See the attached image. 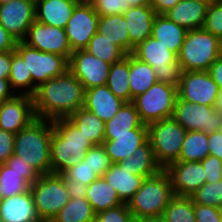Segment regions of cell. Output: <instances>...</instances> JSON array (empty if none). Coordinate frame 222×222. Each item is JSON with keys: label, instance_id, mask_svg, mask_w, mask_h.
Returning <instances> with one entry per match:
<instances>
[{"label": "cell", "instance_id": "6da1fadb", "mask_svg": "<svg viewBox=\"0 0 222 222\" xmlns=\"http://www.w3.org/2000/svg\"><path fill=\"white\" fill-rule=\"evenodd\" d=\"M84 92L81 82L67 70L36 88L32 96L35 116L50 121L68 118L83 107Z\"/></svg>", "mask_w": 222, "mask_h": 222}, {"label": "cell", "instance_id": "7a4b0ae2", "mask_svg": "<svg viewBox=\"0 0 222 222\" xmlns=\"http://www.w3.org/2000/svg\"><path fill=\"white\" fill-rule=\"evenodd\" d=\"M93 145L68 118L54 120L50 143L52 173L64 174L80 163Z\"/></svg>", "mask_w": 222, "mask_h": 222}, {"label": "cell", "instance_id": "3957f363", "mask_svg": "<svg viewBox=\"0 0 222 222\" xmlns=\"http://www.w3.org/2000/svg\"><path fill=\"white\" fill-rule=\"evenodd\" d=\"M53 121L35 118L15 135L13 154L40 174L52 173L50 143Z\"/></svg>", "mask_w": 222, "mask_h": 222}, {"label": "cell", "instance_id": "277c9868", "mask_svg": "<svg viewBox=\"0 0 222 222\" xmlns=\"http://www.w3.org/2000/svg\"><path fill=\"white\" fill-rule=\"evenodd\" d=\"M173 196L170 176L162 169L143 180L128 207L136 219H159Z\"/></svg>", "mask_w": 222, "mask_h": 222}, {"label": "cell", "instance_id": "5b68a950", "mask_svg": "<svg viewBox=\"0 0 222 222\" xmlns=\"http://www.w3.org/2000/svg\"><path fill=\"white\" fill-rule=\"evenodd\" d=\"M221 54L218 37L203 28L193 29L187 31L177 60L181 71H208Z\"/></svg>", "mask_w": 222, "mask_h": 222}, {"label": "cell", "instance_id": "8992f818", "mask_svg": "<svg viewBox=\"0 0 222 222\" xmlns=\"http://www.w3.org/2000/svg\"><path fill=\"white\" fill-rule=\"evenodd\" d=\"M30 192L41 222L52 221L70 200L64 174L49 173L41 175L31 184Z\"/></svg>", "mask_w": 222, "mask_h": 222}, {"label": "cell", "instance_id": "52a82bcc", "mask_svg": "<svg viewBox=\"0 0 222 222\" xmlns=\"http://www.w3.org/2000/svg\"><path fill=\"white\" fill-rule=\"evenodd\" d=\"M186 133L172 117L148 125V139L162 169L179 159Z\"/></svg>", "mask_w": 222, "mask_h": 222}, {"label": "cell", "instance_id": "ba28073f", "mask_svg": "<svg viewBox=\"0 0 222 222\" xmlns=\"http://www.w3.org/2000/svg\"><path fill=\"white\" fill-rule=\"evenodd\" d=\"M132 54L153 67L158 82L179 84L182 71L177 55L154 37L150 36L139 43Z\"/></svg>", "mask_w": 222, "mask_h": 222}, {"label": "cell", "instance_id": "9c48e42d", "mask_svg": "<svg viewBox=\"0 0 222 222\" xmlns=\"http://www.w3.org/2000/svg\"><path fill=\"white\" fill-rule=\"evenodd\" d=\"M177 97V86L156 82L132 102L141 121L148 126L153 122L172 117Z\"/></svg>", "mask_w": 222, "mask_h": 222}, {"label": "cell", "instance_id": "30bf717a", "mask_svg": "<svg viewBox=\"0 0 222 222\" xmlns=\"http://www.w3.org/2000/svg\"><path fill=\"white\" fill-rule=\"evenodd\" d=\"M24 59L28 75H32V96L36 88L49 79L60 76L68 70L69 61L55 53L42 52L18 41L15 49Z\"/></svg>", "mask_w": 222, "mask_h": 222}, {"label": "cell", "instance_id": "8fae6325", "mask_svg": "<svg viewBox=\"0 0 222 222\" xmlns=\"http://www.w3.org/2000/svg\"><path fill=\"white\" fill-rule=\"evenodd\" d=\"M172 118L187 131H202L206 134L222 130V114L211 106L193 104L176 99Z\"/></svg>", "mask_w": 222, "mask_h": 222}, {"label": "cell", "instance_id": "7c38bea8", "mask_svg": "<svg viewBox=\"0 0 222 222\" xmlns=\"http://www.w3.org/2000/svg\"><path fill=\"white\" fill-rule=\"evenodd\" d=\"M178 98L206 106H214L219 87L208 71H182L177 85Z\"/></svg>", "mask_w": 222, "mask_h": 222}, {"label": "cell", "instance_id": "4fadbf2b", "mask_svg": "<svg viewBox=\"0 0 222 222\" xmlns=\"http://www.w3.org/2000/svg\"><path fill=\"white\" fill-rule=\"evenodd\" d=\"M99 18L88 0L75 6L65 27L72 52L88 47L90 39L97 32Z\"/></svg>", "mask_w": 222, "mask_h": 222}, {"label": "cell", "instance_id": "5bb4252c", "mask_svg": "<svg viewBox=\"0 0 222 222\" xmlns=\"http://www.w3.org/2000/svg\"><path fill=\"white\" fill-rule=\"evenodd\" d=\"M110 67L111 64L85 49L74 51L68 63V70L81 82L84 90L106 85Z\"/></svg>", "mask_w": 222, "mask_h": 222}, {"label": "cell", "instance_id": "9a60e30c", "mask_svg": "<svg viewBox=\"0 0 222 222\" xmlns=\"http://www.w3.org/2000/svg\"><path fill=\"white\" fill-rule=\"evenodd\" d=\"M23 42L42 52L64 56L68 61L73 53L65 29L41 24L36 20L29 27Z\"/></svg>", "mask_w": 222, "mask_h": 222}, {"label": "cell", "instance_id": "2e32d148", "mask_svg": "<svg viewBox=\"0 0 222 222\" xmlns=\"http://www.w3.org/2000/svg\"><path fill=\"white\" fill-rule=\"evenodd\" d=\"M35 21V0H13L0 5V24L17 40L23 41Z\"/></svg>", "mask_w": 222, "mask_h": 222}, {"label": "cell", "instance_id": "e0dca14e", "mask_svg": "<svg viewBox=\"0 0 222 222\" xmlns=\"http://www.w3.org/2000/svg\"><path fill=\"white\" fill-rule=\"evenodd\" d=\"M171 179L172 191L176 196L190 197L206 183L201 162L175 161L164 169Z\"/></svg>", "mask_w": 222, "mask_h": 222}, {"label": "cell", "instance_id": "ac0fdd59", "mask_svg": "<svg viewBox=\"0 0 222 222\" xmlns=\"http://www.w3.org/2000/svg\"><path fill=\"white\" fill-rule=\"evenodd\" d=\"M35 118L31 96L15 95L0 103V129L17 134Z\"/></svg>", "mask_w": 222, "mask_h": 222}, {"label": "cell", "instance_id": "d6986e66", "mask_svg": "<svg viewBox=\"0 0 222 222\" xmlns=\"http://www.w3.org/2000/svg\"><path fill=\"white\" fill-rule=\"evenodd\" d=\"M129 35V54L152 35V25L157 15L151 5L136 6L123 14Z\"/></svg>", "mask_w": 222, "mask_h": 222}, {"label": "cell", "instance_id": "ffe728a7", "mask_svg": "<svg viewBox=\"0 0 222 222\" xmlns=\"http://www.w3.org/2000/svg\"><path fill=\"white\" fill-rule=\"evenodd\" d=\"M124 103L106 85L86 89L84 92L83 107L104 122L112 119Z\"/></svg>", "mask_w": 222, "mask_h": 222}, {"label": "cell", "instance_id": "44dd1931", "mask_svg": "<svg viewBox=\"0 0 222 222\" xmlns=\"http://www.w3.org/2000/svg\"><path fill=\"white\" fill-rule=\"evenodd\" d=\"M0 222H41L30 190L19 195L2 198Z\"/></svg>", "mask_w": 222, "mask_h": 222}, {"label": "cell", "instance_id": "7402d4cb", "mask_svg": "<svg viewBox=\"0 0 222 222\" xmlns=\"http://www.w3.org/2000/svg\"><path fill=\"white\" fill-rule=\"evenodd\" d=\"M78 3L73 0H35V20L65 29Z\"/></svg>", "mask_w": 222, "mask_h": 222}, {"label": "cell", "instance_id": "603a6c76", "mask_svg": "<svg viewBox=\"0 0 222 222\" xmlns=\"http://www.w3.org/2000/svg\"><path fill=\"white\" fill-rule=\"evenodd\" d=\"M210 2L180 0L164 15L186 30L201 29L205 23Z\"/></svg>", "mask_w": 222, "mask_h": 222}, {"label": "cell", "instance_id": "cb8c5ba5", "mask_svg": "<svg viewBox=\"0 0 222 222\" xmlns=\"http://www.w3.org/2000/svg\"><path fill=\"white\" fill-rule=\"evenodd\" d=\"M148 140V129H133L132 134L113 135L102 145L112 163H118L132 156L135 150Z\"/></svg>", "mask_w": 222, "mask_h": 222}, {"label": "cell", "instance_id": "d4e9b609", "mask_svg": "<svg viewBox=\"0 0 222 222\" xmlns=\"http://www.w3.org/2000/svg\"><path fill=\"white\" fill-rule=\"evenodd\" d=\"M103 178L116 190L120 200L127 204L145 179L144 176L130 173V170L120 167L118 163H113Z\"/></svg>", "mask_w": 222, "mask_h": 222}, {"label": "cell", "instance_id": "484cf974", "mask_svg": "<svg viewBox=\"0 0 222 222\" xmlns=\"http://www.w3.org/2000/svg\"><path fill=\"white\" fill-rule=\"evenodd\" d=\"M133 129H148L139 117L133 102H125L118 113L105 122L104 140L113 139V135L132 134Z\"/></svg>", "mask_w": 222, "mask_h": 222}, {"label": "cell", "instance_id": "4316f807", "mask_svg": "<svg viewBox=\"0 0 222 222\" xmlns=\"http://www.w3.org/2000/svg\"><path fill=\"white\" fill-rule=\"evenodd\" d=\"M187 31L164 14H157L153 21L151 36L178 55Z\"/></svg>", "mask_w": 222, "mask_h": 222}, {"label": "cell", "instance_id": "83f0119b", "mask_svg": "<svg viewBox=\"0 0 222 222\" xmlns=\"http://www.w3.org/2000/svg\"><path fill=\"white\" fill-rule=\"evenodd\" d=\"M118 164L120 167L130 170V173L144 176L145 178L156 175L162 170L155 159L149 139L139 146L132 156L118 162Z\"/></svg>", "mask_w": 222, "mask_h": 222}, {"label": "cell", "instance_id": "f1b7e54d", "mask_svg": "<svg viewBox=\"0 0 222 222\" xmlns=\"http://www.w3.org/2000/svg\"><path fill=\"white\" fill-rule=\"evenodd\" d=\"M41 175L39 173H18L5 164L0 165V195L2 198L19 195L30 190Z\"/></svg>", "mask_w": 222, "mask_h": 222}, {"label": "cell", "instance_id": "f546056e", "mask_svg": "<svg viewBox=\"0 0 222 222\" xmlns=\"http://www.w3.org/2000/svg\"><path fill=\"white\" fill-rule=\"evenodd\" d=\"M129 73L130 102L158 82L153 67L132 53L129 54Z\"/></svg>", "mask_w": 222, "mask_h": 222}, {"label": "cell", "instance_id": "4dcf8cb0", "mask_svg": "<svg viewBox=\"0 0 222 222\" xmlns=\"http://www.w3.org/2000/svg\"><path fill=\"white\" fill-rule=\"evenodd\" d=\"M86 199L89 201L96 214L123 204L116 190L103 178V176L98 177L88 185Z\"/></svg>", "mask_w": 222, "mask_h": 222}, {"label": "cell", "instance_id": "1f68e13d", "mask_svg": "<svg viewBox=\"0 0 222 222\" xmlns=\"http://www.w3.org/2000/svg\"><path fill=\"white\" fill-rule=\"evenodd\" d=\"M97 32L129 54V35L122 14L100 16Z\"/></svg>", "mask_w": 222, "mask_h": 222}, {"label": "cell", "instance_id": "d6a6232c", "mask_svg": "<svg viewBox=\"0 0 222 222\" xmlns=\"http://www.w3.org/2000/svg\"><path fill=\"white\" fill-rule=\"evenodd\" d=\"M68 119L76 125L94 145L103 143L105 122L99 119L93 112L82 107L71 114Z\"/></svg>", "mask_w": 222, "mask_h": 222}, {"label": "cell", "instance_id": "836d02e7", "mask_svg": "<svg viewBox=\"0 0 222 222\" xmlns=\"http://www.w3.org/2000/svg\"><path fill=\"white\" fill-rule=\"evenodd\" d=\"M129 54L111 64L106 86L124 102H130Z\"/></svg>", "mask_w": 222, "mask_h": 222}, {"label": "cell", "instance_id": "e575fe53", "mask_svg": "<svg viewBox=\"0 0 222 222\" xmlns=\"http://www.w3.org/2000/svg\"><path fill=\"white\" fill-rule=\"evenodd\" d=\"M96 213L86 198H74L56 214L52 222H95Z\"/></svg>", "mask_w": 222, "mask_h": 222}, {"label": "cell", "instance_id": "d590c367", "mask_svg": "<svg viewBox=\"0 0 222 222\" xmlns=\"http://www.w3.org/2000/svg\"><path fill=\"white\" fill-rule=\"evenodd\" d=\"M9 82L16 95L32 97V75H28V68L22 56L16 51H11Z\"/></svg>", "mask_w": 222, "mask_h": 222}, {"label": "cell", "instance_id": "8d00e7d4", "mask_svg": "<svg viewBox=\"0 0 222 222\" xmlns=\"http://www.w3.org/2000/svg\"><path fill=\"white\" fill-rule=\"evenodd\" d=\"M209 155L208 134L202 131H187L177 161L201 162Z\"/></svg>", "mask_w": 222, "mask_h": 222}, {"label": "cell", "instance_id": "74e56055", "mask_svg": "<svg viewBox=\"0 0 222 222\" xmlns=\"http://www.w3.org/2000/svg\"><path fill=\"white\" fill-rule=\"evenodd\" d=\"M161 219L164 222H197L191 197L174 195L165 208Z\"/></svg>", "mask_w": 222, "mask_h": 222}, {"label": "cell", "instance_id": "f35d334b", "mask_svg": "<svg viewBox=\"0 0 222 222\" xmlns=\"http://www.w3.org/2000/svg\"><path fill=\"white\" fill-rule=\"evenodd\" d=\"M85 50L109 64L118 62L127 55L119 46L98 32L90 39L88 47Z\"/></svg>", "mask_w": 222, "mask_h": 222}, {"label": "cell", "instance_id": "ab89813d", "mask_svg": "<svg viewBox=\"0 0 222 222\" xmlns=\"http://www.w3.org/2000/svg\"><path fill=\"white\" fill-rule=\"evenodd\" d=\"M194 203L222 208V180L206 182L191 196Z\"/></svg>", "mask_w": 222, "mask_h": 222}, {"label": "cell", "instance_id": "60d3db41", "mask_svg": "<svg viewBox=\"0 0 222 222\" xmlns=\"http://www.w3.org/2000/svg\"><path fill=\"white\" fill-rule=\"evenodd\" d=\"M84 161L95 170V173L102 177L104 173L111 167L113 164L109 159V156L106 153L105 148L102 144L93 145L85 154Z\"/></svg>", "mask_w": 222, "mask_h": 222}, {"label": "cell", "instance_id": "b9f144b4", "mask_svg": "<svg viewBox=\"0 0 222 222\" xmlns=\"http://www.w3.org/2000/svg\"><path fill=\"white\" fill-rule=\"evenodd\" d=\"M203 29L222 40V0L210 2Z\"/></svg>", "mask_w": 222, "mask_h": 222}, {"label": "cell", "instance_id": "7bdbcfd3", "mask_svg": "<svg viewBox=\"0 0 222 222\" xmlns=\"http://www.w3.org/2000/svg\"><path fill=\"white\" fill-rule=\"evenodd\" d=\"M64 175L71 181H76L83 185H90L99 176L95 173L86 161L82 160L74 167L69 168Z\"/></svg>", "mask_w": 222, "mask_h": 222}, {"label": "cell", "instance_id": "ee69618b", "mask_svg": "<svg viewBox=\"0 0 222 222\" xmlns=\"http://www.w3.org/2000/svg\"><path fill=\"white\" fill-rule=\"evenodd\" d=\"M133 218L128 204L123 203L118 207L97 213L95 222H131Z\"/></svg>", "mask_w": 222, "mask_h": 222}, {"label": "cell", "instance_id": "f6af8a7d", "mask_svg": "<svg viewBox=\"0 0 222 222\" xmlns=\"http://www.w3.org/2000/svg\"><path fill=\"white\" fill-rule=\"evenodd\" d=\"M97 15L123 14L126 11L125 0H88Z\"/></svg>", "mask_w": 222, "mask_h": 222}, {"label": "cell", "instance_id": "bcb514c9", "mask_svg": "<svg viewBox=\"0 0 222 222\" xmlns=\"http://www.w3.org/2000/svg\"><path fill=\"white\" fill-rule=\"evenodd\" d=\"M201 163L204 168L206 182L213 183L222 180V161L219 158L208 155Z\"/></svg>", "mask_w": 222, "mask_h": 222}, {"label": "cell", "instance_id": "7dc6e473", "mask_svg": "<svg viewBox=\"0 0 222 222\" xmlns=\"http://www.w3.org/2000/svg\"><path fill=\"white\" fill-rule=\"evenodd\" d=\"M197 222H222V208L194 203Z\"/></svg>", "mask_w": 222, "mask_h": 222}, {"label": "cell", "instance_id": "c3c4849f", "mask_svg": "<svg viewBox=\"0 0 222 222\" xmlns=\"http://www.w3.org/2000/svg\"><path fill=\"white\" fill-rule=\"evenodd\" d=\"M15 135L12 132L0 129V165L5 164L8 158L13 155Z\"/></svg>", "mask_w": 222, "mask_h": 222}, {"label": "cell", "instance_id": "681fc988", "mask_svg": "<svg viewBox=\"0 0 222 222\" xmlns=\"http://www.w3.org/2000/svg\"><path fill=\"white\" fill-rule=\"evenodd\" d=\"M209 155L222 161V130L208 134Z\"/></svg>", "mask_w": 222, "mask_h": 222}, {"label": "cell", "instance_id": "f907efd6", "mask_svg": "<svg viewBox=\"0 0 222 222\" xmlns=\"http://www.w3.org/2000/svg\"><path fill=\"white\" fill-rule=\"evenodd\" d=\"M65 185L70 196V199L74 198H86L88 186L80 184L79 181H71L64 175Z\"/></svg>", "mask_w": 222, "mask_h": 222}, {"label": "cell", "instance_id": "816d5d0a", "mask_svg": "<svg viewBox=\"0 0 222 222\" xmlns=\"http://www.w3.org/2000/svg\"><path fill=\"white\" fill-rule=\"evenodd\" d=\"M5 165H7L9 168H12L14 171H17L18 173H38L34 167L28 163H25L21 160V158L14 154L8 158Z\"/></svg>", "mask_w": 222, "mask_h": 222}, {"label": "cell", "instance_id": "f5cc1de1", "mask_svg": "<svg viewBox=\"0 0 222 222\" xmlns=\"http://www.w3.org/2000/svg\"><path fill=\"white\" fill-rule=\"evenodd\" d=\"M17 40L0 24V53L14 51Z\"/></svg>", "mask_w": 222, "mask_h": 222}, {"label": "cell", "instance_id": "db71d44e", "mask_svg": "<svg viewBox=\"0 0 222 222\" xmlns=\"http://www.w3.org/2000/svg\"><path fill=\"white\" fill-rule=\"evenodd\" d=\"M208 72L218 85L219 90H222V54L212 63Z\"/></svg>", "mask_w": 222, "mask_h": 222}, {"label": "cell", "instance_id": "11a10c76", "mask_svg": "<svg viewBox=\"0 0 222 222\" xmlns=\"http://www.w3.org/2000/svg\"><path fill=\"white\" fill-rule=\"evenodd\" d=\"M11 66V51L0 53V79H9Z\"/></svg>", "mask_w": 222, "mask_h": 222}, {"label": "cell", "instance_id": "9f6ffc18", "mask_svg": "<svg viewBox=\"0 0 222 222\" xmlns=\"http://www.w3.org/2000/svg\"><path fill=\"white\" fill-rule=\"evenodd\" d=\"M180 0H151V6L156 14H164L173 8Z\"/></svg>", "mask_w": 222, "mask_h": 222}, {"label": "cell", "instance_id": "6f0895ef", "mask_svg": "<svg viewBox=\"0 0 222 222\" xmlns=\"http://www.w3.org/2000/svg\"><path fill=\"white\" fill-rule=\"evenodd\" d=\"M15 95L10 86L9 79H0V103L13 98Z\"/></svg>", "mask_w": 222, "mask_h": 222}, {"label": "cell", "instance_id": "680465c9", "mask_svg": "<svg viewBox=\"0 0 222 222\" xmlns=\"http://www.w3.org/2000/svg\"><path fill=\"white\" fill-rule=\"evenodd\" d=\"M151 5V0H125L126 11L136 6Z\"/></svg>", "mask_w": 222, "mask_h": 222}, {"label": "cell", "instance_id": "91938a15", "mask_svg": "<svg viewBox=\"0 0 222 222\" xmlns=\"http://www.w3.org/2000/svg\"><path fill=\"white\" fill-rule=\"evenodd\" d=\"M213 108L216 112L222 114V90H219V94L215 100Z\"/></svg>", "mask_w": 222, "mask_h": 222}, {"label": "cell", "instance_id": "94428289", "mask_svg": "<svg viewBox=\"0 0 222 222\" xmlns=\"http://www.w3.org/2000/svg\"><path fill=\"white\" fill-rule=\"evenodd\" d=\"M131 222H149V219H136V218H133V220Z\"/></svg>", "mask_w": 222, "mask_h": 222}, {"label": "cell", "instance_id": "6125c7cd", "mask_svg": "<svg viewBox=\"0 0 222 222\" xmlns=\"http://www.w3.org/2000/svg\"><path fill=\"white\" fill-rule=\"evenodd\" d=\"M149 222H164L161 218L159 219H149Z\"/></svg>", "mask_w": 222, "mask_h": 222}, {"label": "cell", "instance_id": "be15d7a7", "mask_svg": "<svg viewBox=\"0 0 222 222\" xmlns=\"http://www.w3.org/2000/svg\"><path fill=\"white\" fill-rule=\"evenodd\" d=\"M13 0H0V5L5 4V3H9Z\"/></svg>", "mask_w": 222, "mask_h": 222}, {"label": "cell", "instance_id": "e7e4bbea", "mask_svg": "<svg viewBox=\"0 0 222 222\" xmlns=\"http://www.w3.org/2000/svg\"><path fill=\"white\" fill-rule=\"evenodd\" d=\"M191 1H198V2H212L214 0H191Z\"/></svg>", "mask_w": 222, "mask_h": 222}, {"label": "cell", "instance_id": "03108f58", "mask_svg": "<svg viewBox=\"0 0 222 222\" xmlns=\"http://www.w3.org/2000/svg\"><path fill=\"white\" fill-rule=\"evenodd\" d=\"M73 1H76V2H84V1H86V0H73Z\"/></svg>", "mask_w": 222, "mask_h": 222}]
</instances>
